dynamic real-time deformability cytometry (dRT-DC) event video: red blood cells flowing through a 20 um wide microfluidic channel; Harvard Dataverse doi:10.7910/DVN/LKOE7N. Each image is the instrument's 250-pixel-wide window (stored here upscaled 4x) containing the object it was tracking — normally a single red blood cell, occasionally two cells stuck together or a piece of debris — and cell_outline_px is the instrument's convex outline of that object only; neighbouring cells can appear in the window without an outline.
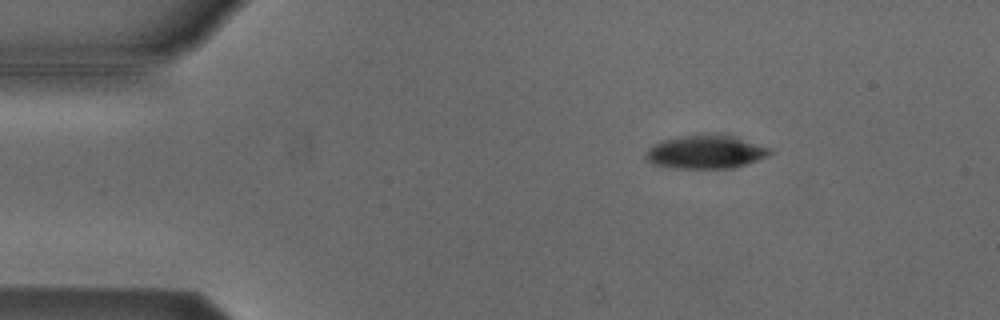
{"species": "Egyptian fruit bat (a non-hibernating species)", "species_latin": "Rousettus aegyptiacus", "temperature_condition": "cold", "stored_images_in_passage": 4, "camera_frame_rate_fps": 3000, "um_per_image_px": 0.085, "animal": {"sex": "male"}, "frame": {"image": 1, "passage_image": 2, "time_ms": 0.333, "image_size_px": [1000, 320], "cell_outline_px": [[772, 152], [756, 160], [732, 168], [676, 168], [656, 164], [648, 160], [644, 156], [644, 152], [652, 144], [660, 140], [680, 136], [732, 136], [768, 148]], "centroid_in_image_um": [59.87, 12.93], "position_along_channel_um": 25.1, "area_um2": 23.29}}